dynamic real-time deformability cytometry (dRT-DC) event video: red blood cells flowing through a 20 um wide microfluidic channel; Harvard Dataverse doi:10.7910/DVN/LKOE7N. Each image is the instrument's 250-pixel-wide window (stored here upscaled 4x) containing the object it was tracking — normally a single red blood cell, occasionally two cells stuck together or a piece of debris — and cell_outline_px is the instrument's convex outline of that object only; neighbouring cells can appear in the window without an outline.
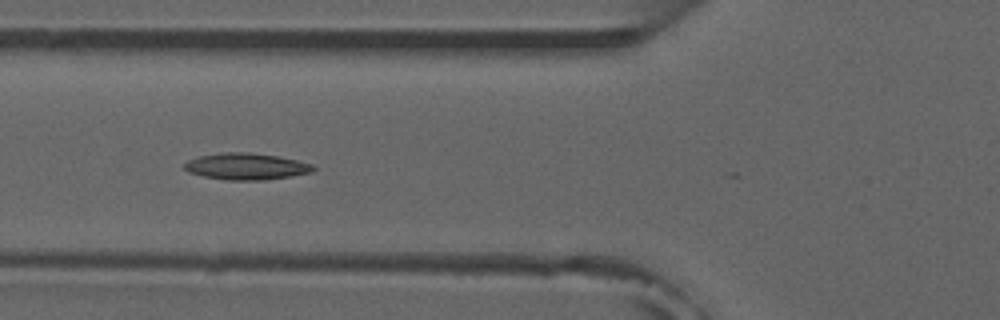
{"species": "common noctule bat (a hibernating species)", "species_latin": "Nyctalus noctula", "temperature_condition": "room temperature", "stored_images_in_passage": 8, "camera_frame_rate_fps": 3000, "um_per_image_px": 0.085, "animal": {"sex": "male", "forearm_length_mm": 52.5}, "frame": {"image": 1, "passage_image": 6, "time_ms": 5.667, "image_size_px": [1000, 320], "cell_outline_px": [[316, 168], [312, 172], [264, 180], [224, 180], [204, 176], [188, 172], [184, 168], [184, 164], [188, 160], [200, 156], [224, 152], [248, 152], [276, 156], [296, 160], [312, 164]], "centroid_in_image_um": [20.91, 14.15], "position_along_channel_um": 104.9, "area_um2": 19.77}}
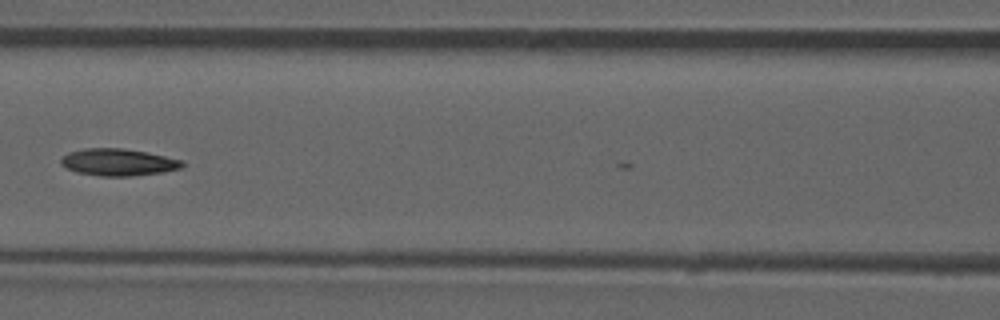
{"frame": {"image": 2, "passage_image": 7, "time_ms": 7.0, "image_size_px": [1000, 320], "cell_outline_px": [[184, 164], [180, 168], [164, 172], [128, 176], [100, 176], [76, 172], [60, 164], [60, 160], [68, 152], [84, 148], [120, 148], [144, 152], [184, 160]], "centroid_in_image_um": [10.03, 13.79], "position_along_channel_um": 156.6, "area_um2": 18.96}}